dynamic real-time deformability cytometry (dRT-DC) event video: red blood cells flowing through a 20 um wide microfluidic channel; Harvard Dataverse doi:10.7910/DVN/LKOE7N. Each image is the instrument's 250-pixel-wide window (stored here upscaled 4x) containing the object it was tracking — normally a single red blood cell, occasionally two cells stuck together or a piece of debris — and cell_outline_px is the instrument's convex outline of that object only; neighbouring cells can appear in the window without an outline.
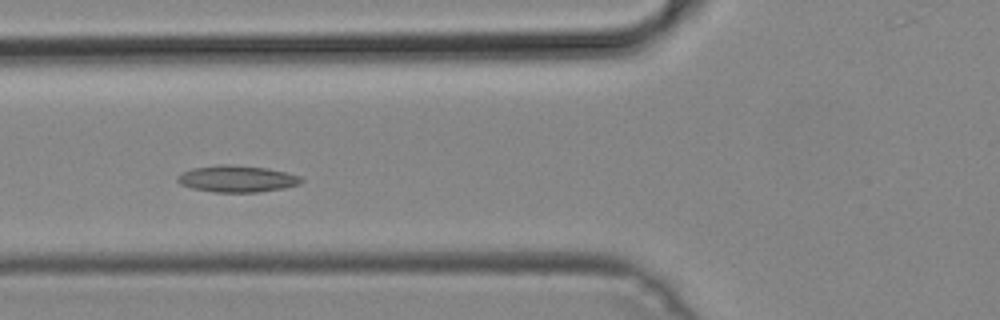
{"species": "common noctule bat (a hibernating species)", "species_latin": "Nyctalus noctula", "temperature_condition": "cold", "stored_images_in_passage": 28, "camera_frame_rate_fps": 3000, "um_per_image_px": 0.085, "animal": {"sex": "male", "body_mass_g": 19.2, "forearm_length_mm": 51.8}, "frame": {"image": 1, "passage_image": 5, "time_ms": 1.333, "image_size_px": [1000, 320], "cell_outline_px": [[304, 180], [300, 184], [284, 188], [260, 192], [212, 192], [192, 188], [180, 184], [176, 180], [176, 176], [192, 168], [220, 164], [232, 164], [268, 168], [300, 176]], "centroid_in_image_um": [20.14, 15.2], "position_along_channel_um": 105.7, "area_um2": 19.36}}
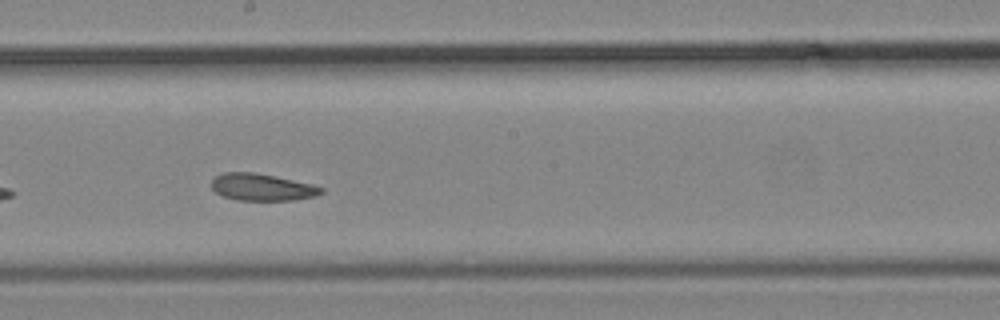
{"frame": {"image": 2, "passage_image": 14, "time_ms": 4.333, "image_size_px": [1000, 320], "cell_outline_px": [[324, 192], [316, 196], [292, 200], [236, 200], [224, 196], [216, 192], [212, 188], [212, 180], [216, 176], [224, 172], [256, 172], [312, 184], [324, 188]], "centroid_in_image_um": [22.29, 15.91], "position_along_channel_um": 225.9, "area_um2": 17.22}}
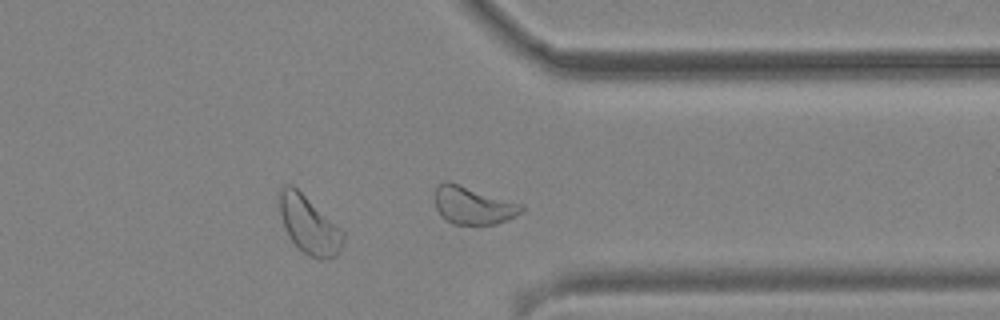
{"frame": {"image": 3, "passage_image": 25, "time_ms": 8.0, "image_size_px": [1000, 320], "cell_outline_px": [[344, 240], [336, 256], [320, 260], [316, 260], [308, 256], [292, 240], [284, 224], [280, 212], [276, 196], [280, 188], [284, 184], [292, 184], [344, 232]], "centroid_in_image_um": [26.23, 19.1], "position_along_channel_um": 385.2, "area_um2": 21.15}}